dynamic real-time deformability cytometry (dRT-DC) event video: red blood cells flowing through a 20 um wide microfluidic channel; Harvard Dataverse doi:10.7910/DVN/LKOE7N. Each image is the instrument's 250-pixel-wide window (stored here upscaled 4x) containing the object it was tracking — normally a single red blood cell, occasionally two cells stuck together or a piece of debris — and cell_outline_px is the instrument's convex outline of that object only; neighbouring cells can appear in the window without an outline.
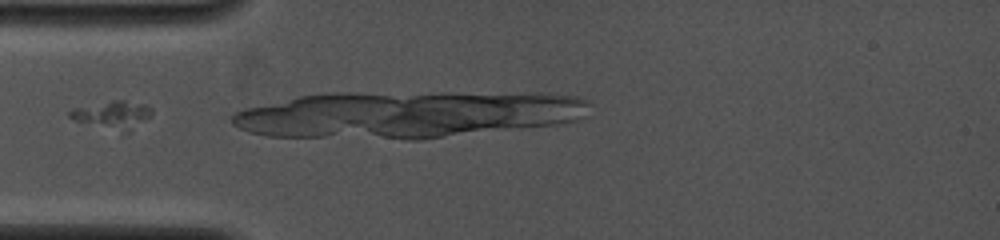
{"species": "common noctule bat (a hibernating species)", "species_latin": "Nyctalus noctula", "temperature_condition": "cold", "stored_images_in_passage": 8, "camera_frame_rate_fps": 4000, "um_per_image_px": 0.085, "animal": {"sex": "female", "body_mass_g": 19.0, "forearm_length_mm": 53.3}, "frame": {"image": 1, "passage_image": 1, "time_ms": 0.0, "image_size_px": [1000, 240], "cell_outline_px": [[152, 112], [148, 116], [128, 132], [76, 120], [68, 116], [68, 112], [72, 108], [112, 100], [124, 100], [144, 104], [152, 108]], "centroid_in_image_um": [9.55, 9.71], "position_along_channel_um": 75.4, "area_um2": 12.6}}